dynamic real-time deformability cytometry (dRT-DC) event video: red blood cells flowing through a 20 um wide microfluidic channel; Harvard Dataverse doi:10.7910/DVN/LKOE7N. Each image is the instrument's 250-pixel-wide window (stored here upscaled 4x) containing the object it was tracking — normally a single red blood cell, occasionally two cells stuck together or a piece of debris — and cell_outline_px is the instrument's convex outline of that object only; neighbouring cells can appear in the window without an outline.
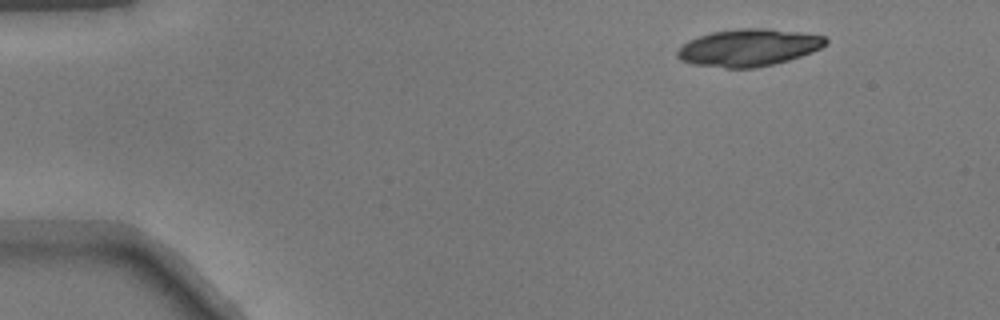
{"species": "common noctule bat (a hibernating species)", "species_latin": "Nyctalus noctula", "temperature_condition": "warm", "stored_images_in_passage": 45, "camera_frame_rate_fps": 3000, "um_per_image_px": 0.085, "animal": {"sex": "male", "body_mass_g": 17.9}, "frame": {"image": 1, "passage_image": 1, "time_ms": 0.0, "image_size_px": [1000, 320], "cell_outline_px": [[828, 44], [812, 52], [788, 60], [772, 64], [752, 68], [724, 68], [692, 64], [680, 60], [676, 56], [676, 52], [688, 40], [712, 32], [736, 28], [764, 28], [800, 32], [824, 36], [828, 40]], "centroid_in_image_um": [63.62, 4.04], "position_along_channel_um": 21.4, "area_um2": 32.14}}
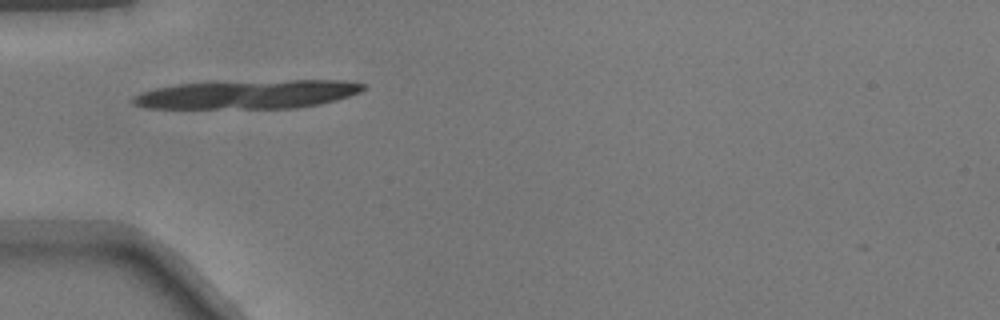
{"frame": {"image": 2, "passage_image": 11, "time_ms": 3.333, "image_size_px": [1000, 320], "cell_outline_px": [[364, 88], [360, 92], [336, 100], [320, 104], [296, 108], [148, 108], [132, 104], [132, 96], [140, 92], [156, 88], [176, 84], [292, 80], [344, 80], [364, 84]], "centroid_in_image_um": [21.04, 8.03], "position_along_channel_um": 64.0, "area_um2": 38.26}}